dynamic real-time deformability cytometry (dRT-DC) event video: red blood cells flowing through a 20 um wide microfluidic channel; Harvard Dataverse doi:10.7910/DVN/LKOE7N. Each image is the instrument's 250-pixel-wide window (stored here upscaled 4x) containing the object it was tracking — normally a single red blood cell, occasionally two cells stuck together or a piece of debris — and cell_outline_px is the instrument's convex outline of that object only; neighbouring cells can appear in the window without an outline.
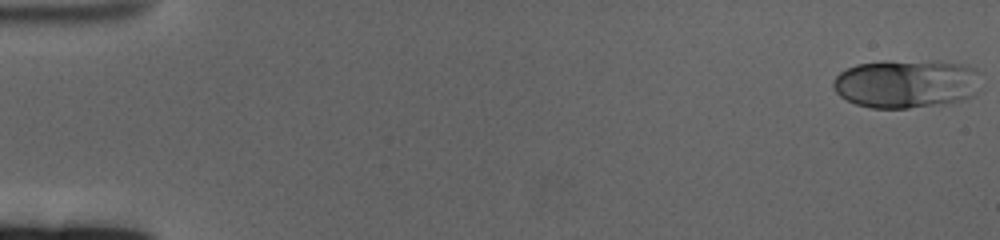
{"species": "human", "species_latin": "Homo sapiens", "temperature_condition": "cold", "stored_images_in_passage": 61, "camera_frame_rate_fps": 3000, "um_per_image_px": 0.085, "donor": {"sex": "female"}, "frame": {"image": 1, "passage_image": 1, "time_ms": 0.0, "image_size_px": [1000, 240], "cell_outline_px": [[980, 72], [976, 96], [952, 104], [908, 108], [872, 108], [856, 104], [840, 96], [832, 88], [832, 84], [836, 76], [840, 72], [856, 64], [884, 60], [968, 64], [976, 68]], "centroid_in_image_um": [77.07, 7.13], "position_along_channel_um": 7.9, "area_um2": 42.37}}
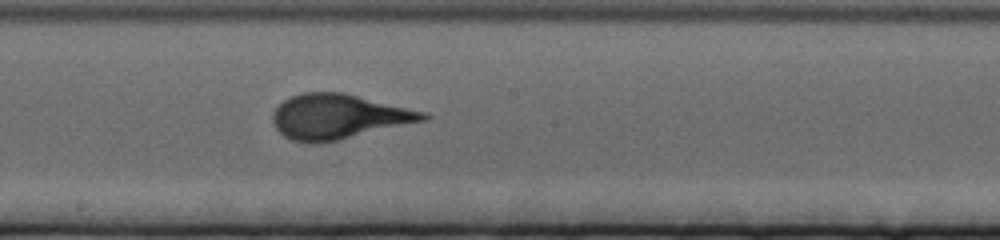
{"frame": {"image": 2, "passage_image": 34, "time_ms": 11.0, "image_size_px": [1000, 240], "cell_outline_px": [[432, 116], [428, 120], [336, 140], [316, 144], [308, 144], [292, 140], [284, 136], [276, 128], [272, 120], [272, 112], [284, 100], [292, 96], [304, 92], [344, 92], [428, 112]], "centroid_in_image_um": [28.8, 9.91], "position_along_channel_um": 219.4, "area_um2": 39.48}}
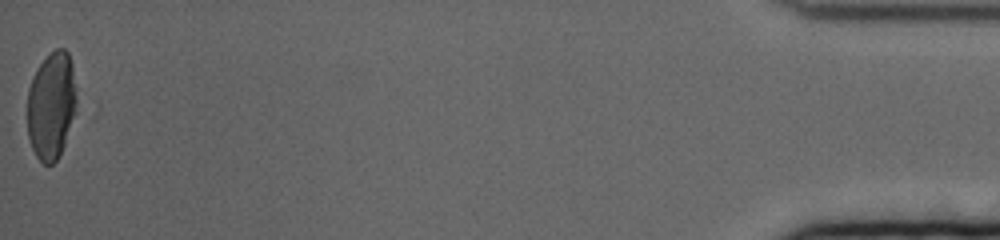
{"frame": {"image": 3, "passage_image": 61, "time_ms": 20.0, "image_size_px": [1000, 240], "cell_outline_px": [[76, 116], [60, 156], [52, 164], [44, 164], [36, 156], [32, 148], [28, 136], [28, 88], [36, 68], [56, 48], [64, 48], [68, 52], [72, 64], [76, 96]], "centroid_in_image_um": [4.38, 9.0], "position_along_channel_um": 430.8, "area_um2": 31.1}}